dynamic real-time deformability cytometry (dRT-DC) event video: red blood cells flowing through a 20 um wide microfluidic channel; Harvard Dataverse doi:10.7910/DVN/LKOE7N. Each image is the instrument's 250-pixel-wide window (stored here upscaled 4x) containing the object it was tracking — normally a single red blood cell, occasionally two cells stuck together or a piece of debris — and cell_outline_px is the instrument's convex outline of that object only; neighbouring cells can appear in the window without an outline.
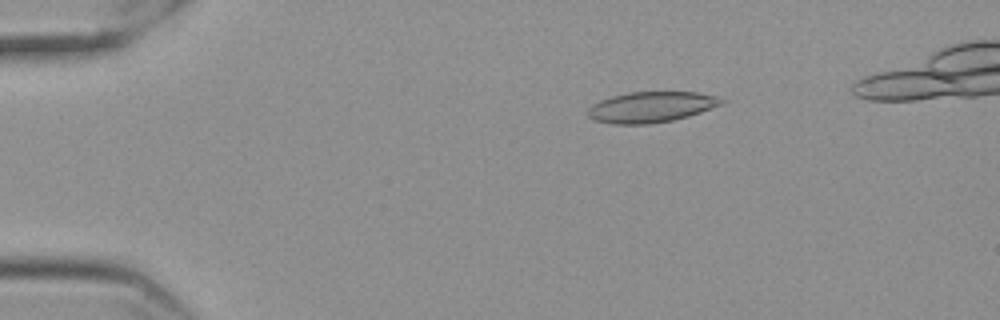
{"species": "Egyptian fruit bat (a non-hibernating species)", "species_latin": "Rousettus aegyptiacus", "temperature_condition": "cold", "stored_images_in_passage": 49, "camera_frame_rate_fps": 3000, "um_per_image_px": 0.085, "frame": {"image": 1, "passage_image": 5, "time_ms": 1.333, "image_size_px": [1000, 320], "cell_outline_px": [[728, 100], [724, 104], [688, 116], [672, 120], [648, 124], [612, 124], [596, 120], [588, 116], [588, 108], [592, 104], [600, 100], [612, 96], [628, 92], [696, 92], [716, 96]], "centroid_in_image_um": [55.37, 9.09], "position_along_channel_um": 29.6, "area_um2": 23.93}}
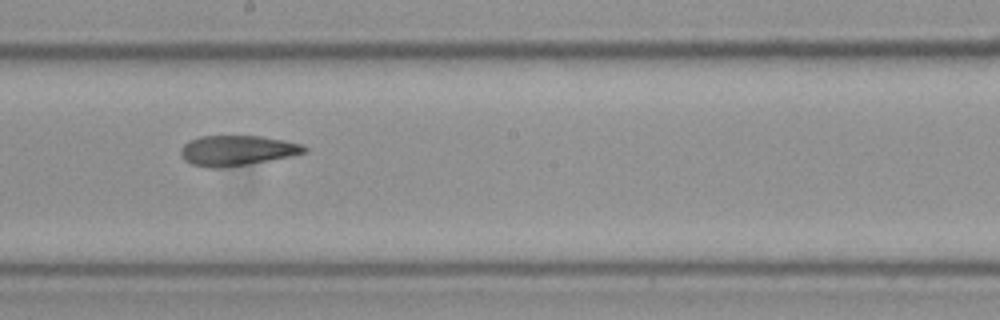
{"frame": {"image": 2, "passage_image": 27, "time_ms": 8.667, "image_size_px": [1000, 320], "cell_outline_px": [[308, 152], [248, 164], [192, 164], [184, 160], [180, 152], [180, 148], [188, 140], [200, 136], [260, 136], [284, 140], [304, 144], [308, 148]], "centroid_in_image_um": [20.21, 12.72], "position_along_channel_um": 228.0, "area_um2": 20.81}}
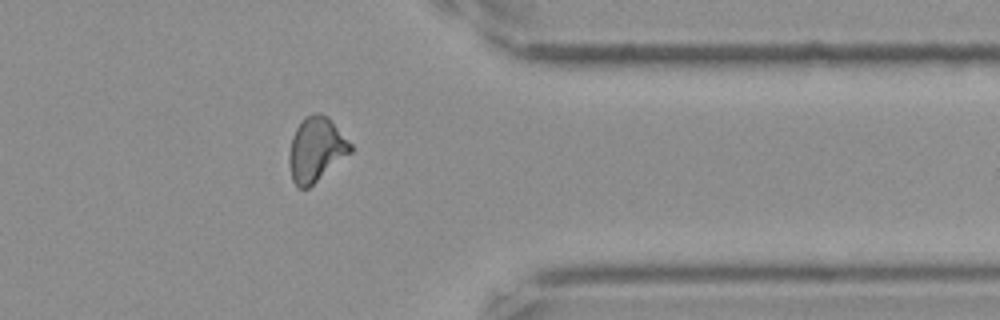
{"frame": {"image": 3, "passage_image": 41, "time_ms": 13.333, "image_size_px": [1000, 320], "cell_outline_px": [[352, 152], [308, 188], [300, 188], [292, 180], [288, 164], [288, 156], [292, 136], [296, 128], [304, 116], [312, 112], [320, 112], [328, 116], [352, 144]], "centroid_in_image_um": [26.86, 12.67], "position_along_channel_um": 384.5, "area_um2": 23.24}, "authors_computed_cell_mechanics": {"area_um2": 22.831, "velocity_mm_per_s": 3.561, "shape_relaxation_time_tau1_ms": null, "shape_relaxation_time_tau2_ms": 3.8, "deformation_change_tau1": null, "deformation_change_tau2": 0.1067}}